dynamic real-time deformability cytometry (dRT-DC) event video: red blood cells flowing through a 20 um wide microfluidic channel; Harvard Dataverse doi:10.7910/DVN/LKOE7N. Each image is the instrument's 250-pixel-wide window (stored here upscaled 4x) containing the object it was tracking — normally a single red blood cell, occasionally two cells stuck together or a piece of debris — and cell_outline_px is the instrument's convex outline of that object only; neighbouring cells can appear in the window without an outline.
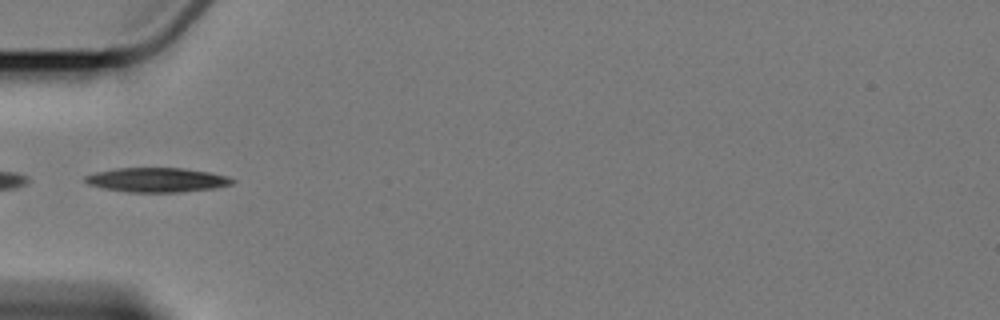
{"species": "Egyptian fruit bat (a non-hibernating species)", "species_latin": "Rousettus aegyptiacus", "temperature_condition": "cold", "stored_images_in_passage": 8, "camera_frame_rate_fps": 3000, "um_per_image_px": 0.085, "animal": {"sex": "female"}, "frame": {"image": 1, "passage_image": 4, "time_ms": 3.333, "image_size_px": [1000, 320], "cell_outline_px": [[236, 180], [232, 184], [216, 188], [180, 192], [128, 192], [104, 188], [88, 184], [84, 180], [84, 176], [96, 172], [116, 168], [184, 168], [208, 172], [228, 176]], "centroid_in_image_um": [13.36, 15.29], "position_along_channel_um": 71.6, "area_um2": 20.92}}
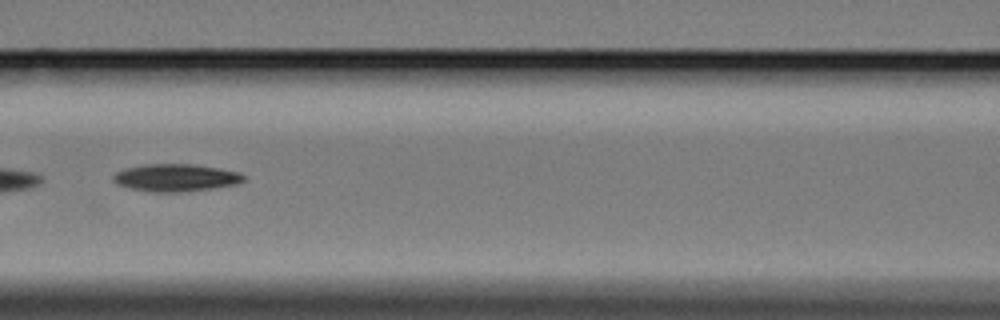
{"frame": {"image": 2, "passage_image": 6, "time_ms": 5.667, "image_size_px": [1000, 320], "cell_outline_px": [[244, 180], [236, 184], [180, 192], [152, 192], [132, 188], [120, 184], [112, 180], [112, 176], [116, 172], [128, 168], [144, 164], [192, 164], [240, 172], [244, 176]], "centroid_in_image_um": [14.93, 15.09], "position_along_channel_um": 151.7, "area_um2": 20.4}}
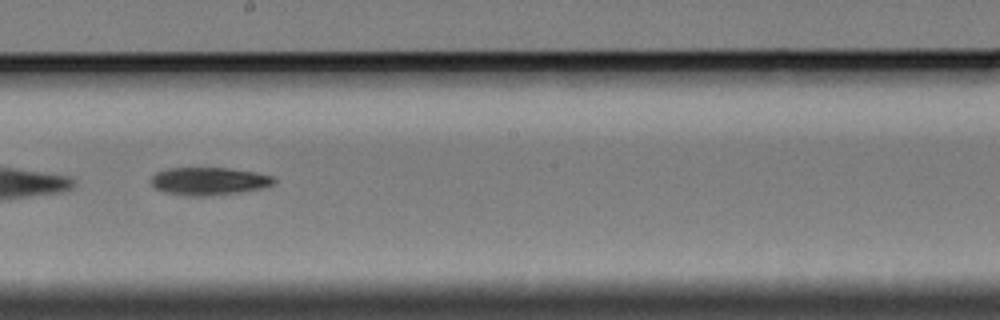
{"frame": {"image": 3, "passage_image": 8, "time_ms": 8.0, "image_size_px": [1000, 320], "cell_outline_px": [[276, 184], [264, 188], [240, 192], [212, 196], [188, 196], [164, 192], [156, 188], [152, 184], [152, 176], [156, 172], [168, 168], [228, 168], [256, 172], [272, 176], [276, 180]], "centroid_in_image_um": [17.8, 15.4], "position_along_channel_um": 230.4, "area_um2": 20.06}}